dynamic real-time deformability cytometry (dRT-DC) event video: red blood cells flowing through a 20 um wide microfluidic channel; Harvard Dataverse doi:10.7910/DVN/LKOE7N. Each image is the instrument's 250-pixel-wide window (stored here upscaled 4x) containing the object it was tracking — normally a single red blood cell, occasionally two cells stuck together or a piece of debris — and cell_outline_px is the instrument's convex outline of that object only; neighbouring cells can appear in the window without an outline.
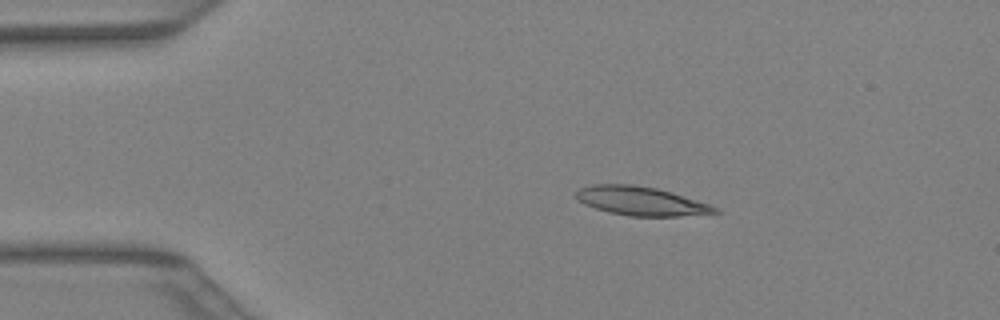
{"species": "Egyptian fruit bat (a non-hibernating species)", "species_latin": "Rousettus aegyptiacus", "temperature_condition": "warm", "stored_images_in_passage": 34, "camera_frame_rate_fps": 3000, "um_per_image_px": 0.085, "animal": {"sex": "female"}, "frame": {"image": 1, "passage_image": 1, "time_ms": 0.0, "image_size_px": [1000, 320], "cell_outline_px": [[720, 212], [680, 216], [628, 216], [608, 212], [584, 204], [576, 196], [576, 192], [580, 188], [592, 184], [636, 184], [656, 188], [672, 192], [720, 208]], "centroid_in_image_um": [54.48, 17.08], "position_along_channel_um": 30.5, "area_um2": 23.24}}
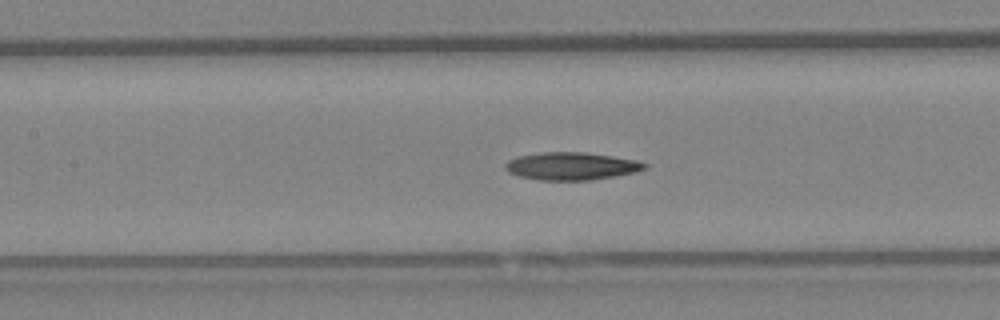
{"frame": {"image": 2, "passage_image": 12, "time_ms": 3.667, "image_size_px": [1000, 320], "cell_outline_px": [[648, 168], [632, 172], [612, 176], [588, 180], [536, 180], [516, 176], [508, 172], [504, 168], [504, 164], [508, 160], [520, 156], [544, 152], [584, 152], [612, 156], [636, 160], [648, 164]], "centroid_in_image_um": [48.51, 14.12], "position_along_channel_um": 158.9, "area_um2": 22.37}}
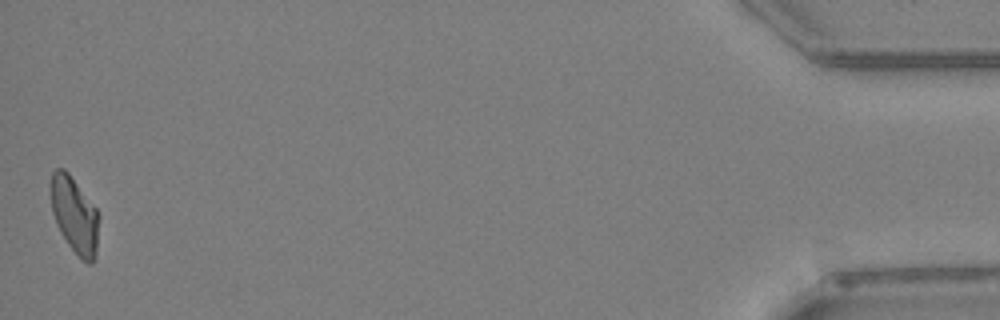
{"frame": {"image": 3, "passage_image": 34, "time_ms": 11.0, "image_size_px": [1000, 320], "cell_outline_px": [[100, 216], [96, 260], [92, 264], [88, 264], [80, 260], [68, 244], [60, 232], [56, 224], [52, 212], [52, 172], [56, 168], [64, 168], [68, 172], [96, 208]], "centroid_in_image_um": [6.39, 18.36], "position_along_channel_um": 428.8, "area_um2": 21.62}}